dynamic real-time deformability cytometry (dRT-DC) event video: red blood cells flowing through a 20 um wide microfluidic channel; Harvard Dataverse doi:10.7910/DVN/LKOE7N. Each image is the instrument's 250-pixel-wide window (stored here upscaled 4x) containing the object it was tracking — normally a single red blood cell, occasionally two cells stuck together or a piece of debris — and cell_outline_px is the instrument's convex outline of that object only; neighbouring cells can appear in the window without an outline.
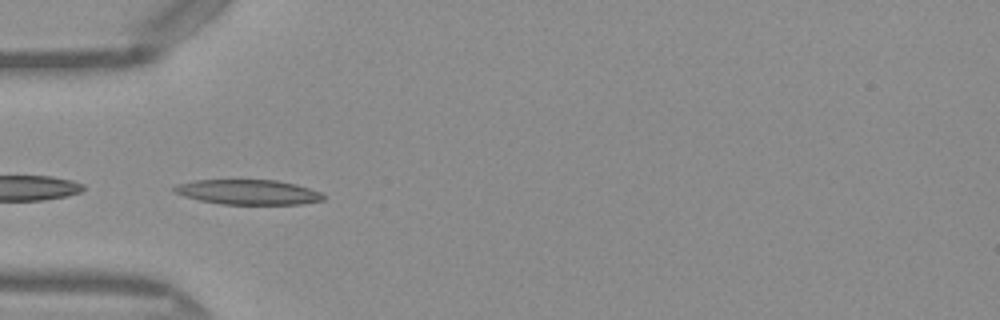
{"species": "Egyptian fruit bat (a non-hibernating species)", "species_latin": "Rousettus aegyptiacus", "temperature_condition": "warm", "stored_images_in_passage": 23, "camera_frame_rate_fps": 3000, "um_per_image_px": 0.085, "frame": {"image": 1, "passage_image": 12, "time_ms": 3.667, "image_size_px": [1000, 320], "cell_outline_px": [[324, 200], [300, 204], [220, 204], [200, 200], [184, 196], [176, 192], [172, 188], [176, 184], [196, 180], [276, 180], [296, 184], [320, 192], [324, 196]], "centroid_in_image_um": [21.08, 16.33], "position_along_channel_um": 63.9, "area_um2": 21.5}}
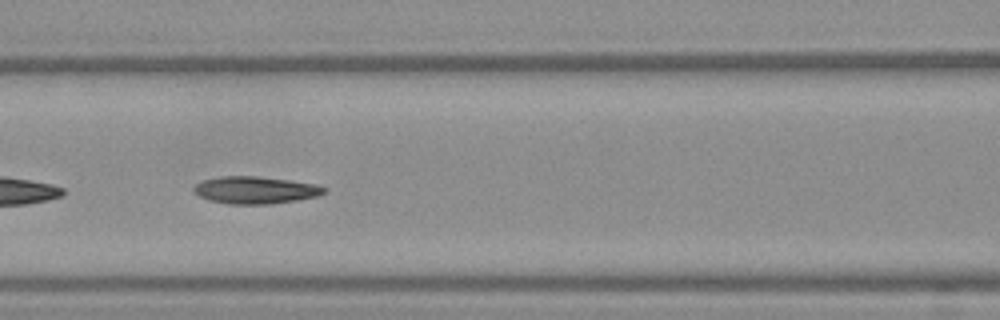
{"frame": {"image": 2, "passage_image": 18, "time_ms": 5.667, "image_size_px": [1000, 320], "cell_outline_px": [[328, 192], [316, 196], [296, 200], [272, 204], [228, 204], [208, 200], [200, 196], [192, 188], [196, 184], [204, 180], [220, 176], [256, 176], [288, 180], [312, 184], [328, 188]], "centroid_in_image_um": [21.7, 16.16], "position_along_channel_um": 144.9, "area_um2": 20.58}}
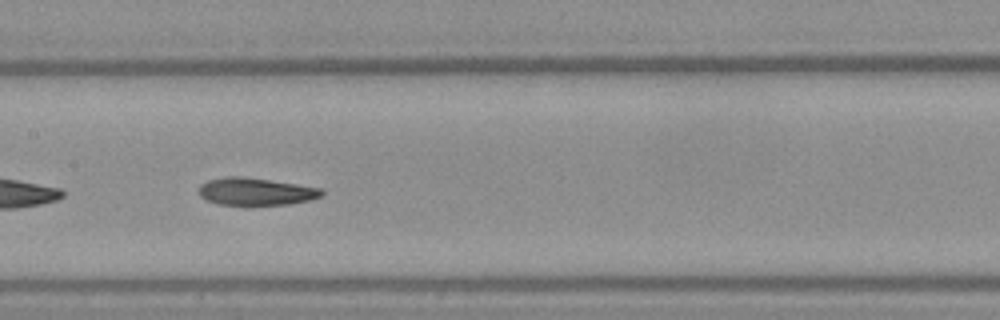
{"frame": {"image": 3, "passage_image": 21, "time_ms": 6.667, "image_size_px": [1000, 320], "cell_outline_px": [[324, 196], [308, 200], [288, 204], [216, 204], [200, 196], [200, 184], [208, 180], [224, 176], [244, 176], [296, 184], [320, 188], [324, 192]], "centroid_in_image_um": [21.74, 16.26], "position_along_channel_um": 185.7, "area_um2": 19.42}}